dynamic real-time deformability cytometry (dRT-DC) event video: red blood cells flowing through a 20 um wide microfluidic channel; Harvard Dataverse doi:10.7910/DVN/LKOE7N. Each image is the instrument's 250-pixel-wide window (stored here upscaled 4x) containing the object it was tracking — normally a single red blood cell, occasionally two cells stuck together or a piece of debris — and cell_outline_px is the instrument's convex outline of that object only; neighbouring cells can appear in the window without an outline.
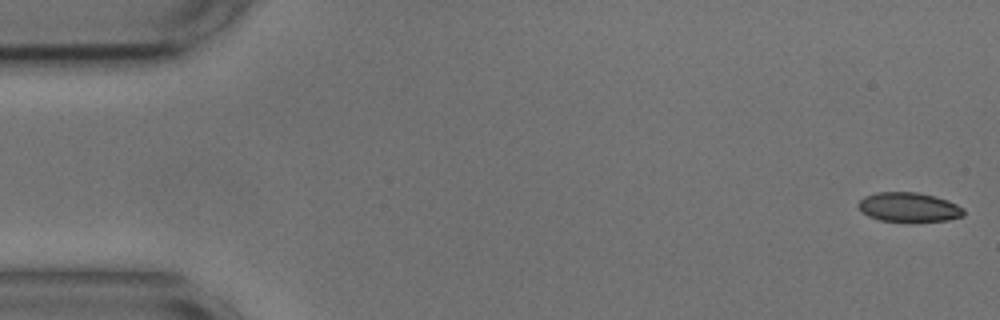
{"species": "common noctule bat (a hibernating species)", "species_latin": "Nyctalus noctula", "temperature_condition": "cold", "stored_images_in_passage": 12, "camera_frame_rate_fps": 3000, "um_per_image_px": 0.085, "animal": {"sex": "male", "body_mass_g": 17.9, "forearm_length_mm": 54.2}, "frame": {"image": 1, "passage_image": 1, "time_ms": 0.0, "image_size_px": [1000, 320], "cell_outline_px": [[964, 216], [944, 220], [880, 220], [868, 216], [856, 204], [864, 196], [876, 192], [916, 192], [936, 196], [948, 200], [964, 208]], "centroid_in_image_um": [77.25, 17.58], "position_along_channel_um": 7.8, "area_um2": 17.69}}